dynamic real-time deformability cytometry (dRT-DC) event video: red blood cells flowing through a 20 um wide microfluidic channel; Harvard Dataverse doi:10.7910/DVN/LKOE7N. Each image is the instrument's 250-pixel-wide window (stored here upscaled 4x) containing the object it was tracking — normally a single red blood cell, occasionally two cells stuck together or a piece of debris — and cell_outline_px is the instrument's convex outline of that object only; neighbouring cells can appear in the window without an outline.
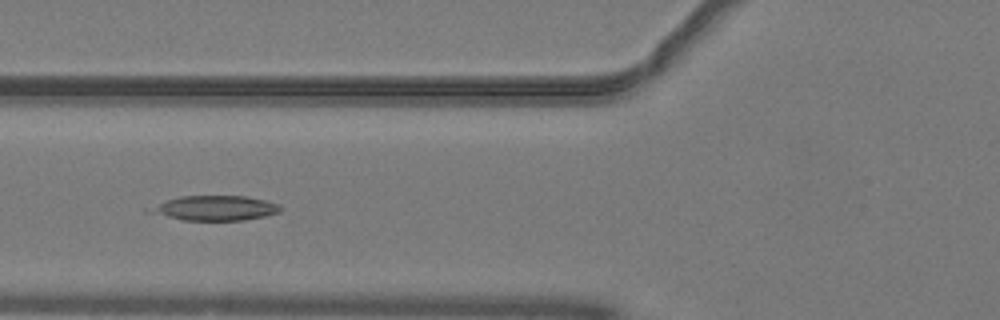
{"species": "common noctule bat (a hibernating species)", "species_latin": "Nyctalus noctula", "temperature_condition": "warm", "stored_images_in_passage": 48, "camera_frame_rate_fps": 3000, "um_per_image_px": 0.085, "animal": {"sex": "male", "body_mass_g": 19.2, "forearm_length_mm": 51.8}, "frame": {"image": 1, "passage_image": 17, "time_ms": 5.333, "image_size_px": [1000, 320], "cell_outline_px": [[280, 212], [264, 216], [244, 220], [184, 220], [144, 212], [144, 208], [180, 196], [244, 196], [264, 200], [276, 204], [280, 208]], "centroid_in_image_um": [18.17, 17.69], "position_along_channel_um": 107.6, "area_um2": 18.79}}
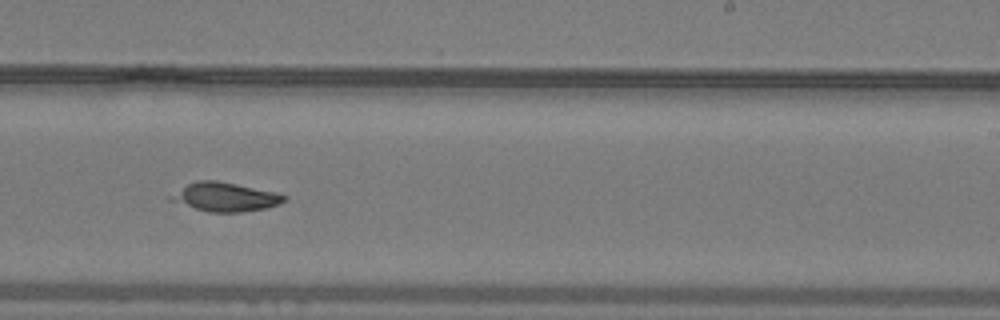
{"frame": {"image": 2, "passage_image": 29, "time_ms": 9.333, "image_size_px": [1000, 320], "cell_outline_px": [[288, 200], [280, 204], [264, 208], [240, 212], [208, 212], [168, 200], [168, 196], [188, 184], [196, 180], [216, 180], [276, 192], [288, 196]], "centroid_in_image_um": [19.15, 16.74], "position_along_channel_um": 269.9, "area_um2": 19.02}}
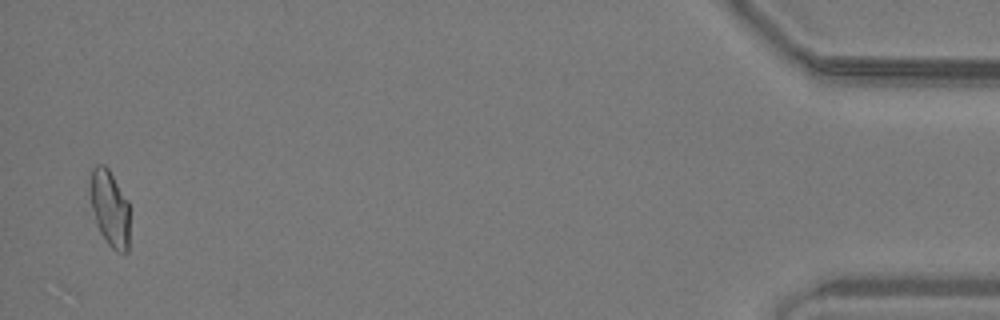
{"frame": {"image": 3, "passage_image": 47, "time_ms": 15.333, "image_size_px": [1000, 320], "cell_outline_px": [[128, 252], [116, 252], [108, 244], [100, 232], [96, 224], [88, 192], [88, 184], [92, 168], [96, 164], [104, 164], [108, 168], [128, 200]], "centroid_in_image_um": [9.29, 17.66], "position_along_channel_um": 425.9, "area_um2": 17.8}}